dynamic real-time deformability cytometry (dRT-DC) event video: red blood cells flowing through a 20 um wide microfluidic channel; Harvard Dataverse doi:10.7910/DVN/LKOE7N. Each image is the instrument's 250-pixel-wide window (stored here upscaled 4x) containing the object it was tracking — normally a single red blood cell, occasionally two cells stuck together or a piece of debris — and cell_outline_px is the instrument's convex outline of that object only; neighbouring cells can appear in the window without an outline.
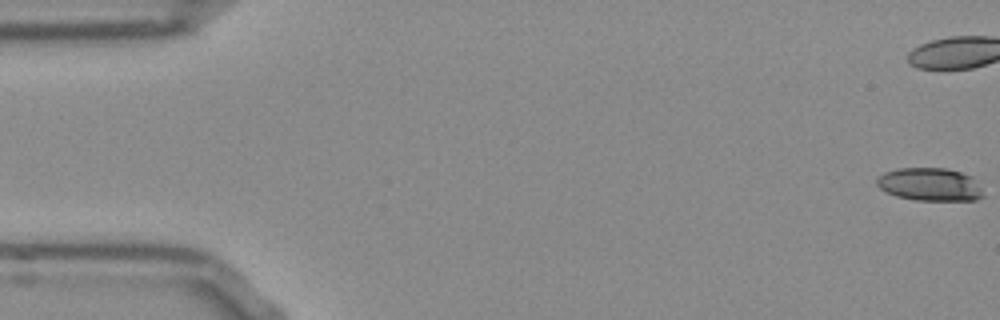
{"species": "Egyptian fruit bat (a non-hibernating species)", "species_latin": "Rousettus aegyptiacus", "temperature_condition": "room temperature", "stored_images_in_passage": 48, "camera_frame_rate_fps": 3000, "um_per_image_px": 0.085, "frame": {"image": 1, "passage_image": 1, "time_ms": 0.0, "image_size_px": [1000, 320], "cell_outline_px": [[984, 196], [976, 200], [916, 200], [896, 196], [884, 192], [876, 184], [876, 180], [884, 172], [896, 168], [944, 168], [960, 172], [972, 176], [980, 188]], "centroid_in_image_um": [79.01, 15.67], "position_along_channel_um": 6.0, "area_um2": 20.46}, "authors_computed_cell_mechanics": {"area_um2": 22.8021, "velocity_mm_per_s": 3.8451, "shape_relaxation_time_tau1_ms": null, "shape_relaxation_time_tau2_ms": 6.8794, "deformation_change_tau1": null, "deformation_change_tau2": 0.1741}}